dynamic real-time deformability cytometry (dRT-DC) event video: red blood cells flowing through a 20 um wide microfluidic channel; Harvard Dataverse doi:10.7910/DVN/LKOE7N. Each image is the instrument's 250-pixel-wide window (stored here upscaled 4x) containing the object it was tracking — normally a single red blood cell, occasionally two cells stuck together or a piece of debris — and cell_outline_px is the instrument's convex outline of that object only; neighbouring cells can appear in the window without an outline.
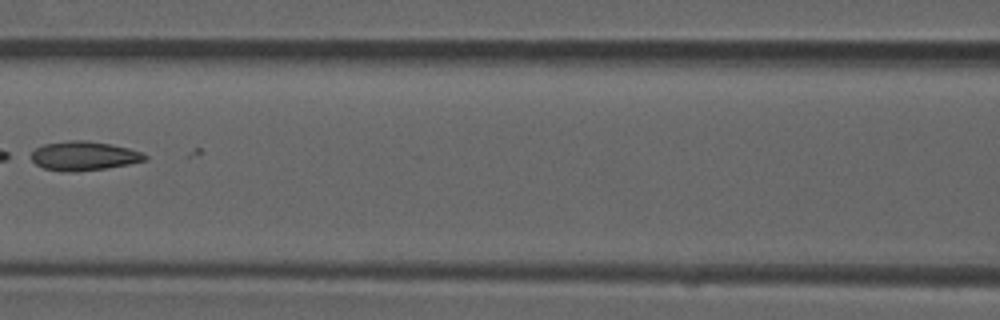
{"species": "common noctule bat (a hibernating species)", "species_latin": "Nyctalus noctula", "temperature_condition": "room temperature", "stored_images_in_passage": 6, "camera_frame_rate_fps": 3000, "um_per_image_px": 0.085, "animal": {"sex": "male", "forearm_length_mm": 52.5}, "frame": {"image": 1, "passage_image": 6, "time_ms": 1.667, "image_size_px": [1000, 320], "cell_outline_px": [[148, 160], [108, 168], [76, 172], [60, 172], [44, 168], [36, 164], [32, 160], [32, 152], [36, 148], [44, 144], [68, 140], [84, 140], [112, 144], [128, 148], [140, 152], [148, 156]], "centroid_in_image_um": [7.13, 13.26], "position_along_channel_um": 159.5, "area_um2": 19.42}}